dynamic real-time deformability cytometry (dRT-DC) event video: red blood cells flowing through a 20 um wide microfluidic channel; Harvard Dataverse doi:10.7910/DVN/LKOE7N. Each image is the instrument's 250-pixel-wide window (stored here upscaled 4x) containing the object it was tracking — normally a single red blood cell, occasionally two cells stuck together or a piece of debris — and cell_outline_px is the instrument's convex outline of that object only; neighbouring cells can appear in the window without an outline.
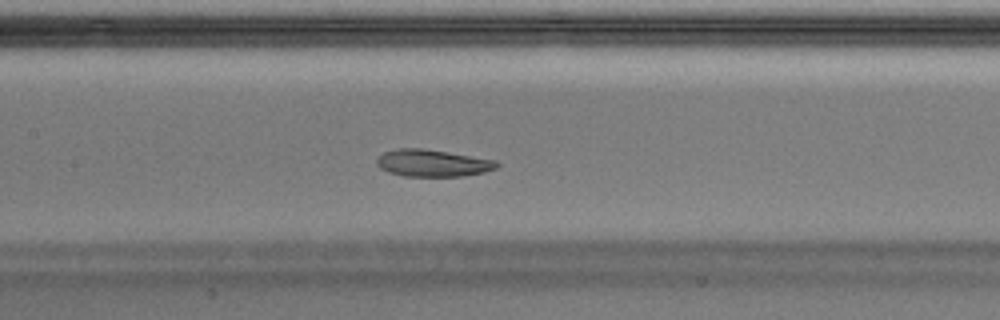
{"species": "Egyptian fruit bat (a non-hibernating species)", "species_latin": "Rousettus aegyptiacus", "temperature_condition": "warm", "stored_images_in_passage": 47, "camera_frame_rate_fps": 3000, "um_per_image_px": 0.085, "animal": {"sex": "male"}, "frame": {"image": 1, "passage_image": 21, "time_ms": 6.667, "image_size_px": [1000, 320], "cell_outline_px": [[500, 164], [496, 168], [484, 172], [464, 176], [404, 176], [388, 172], [380, 168], [376, 164], [376, 160], [384, 152], [396, 148], [424, 148], [496, 160]], "centroid_in_image_um": [36.76, 13.86], "position_along_channel_um": 170.6, "area_um2": 18.96}}
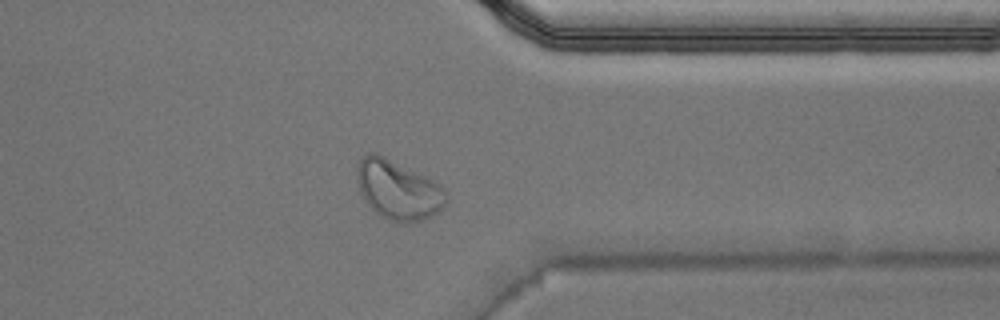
{"frame": {"image": 2, "passage_image": 37, "time_ms": 12.0, "image_size_px": [1000, 320], "cell_outline_px": [[448, 204], [444, 208], [420, 220], [400, 224], [376, 212], [368, 204], [360, 192], [356, 168], [360, 160], [368, 152], [376, 152], [440, 184], [444, 188], [448, 196]], "centroid_in_image_um": [33.86, 16.13], "position_along_channel_um": 377.5, "area_um2": 30.46}}
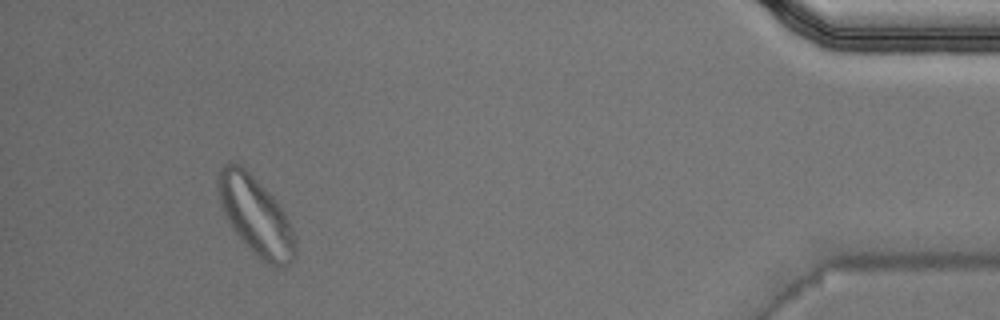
{"frame": {"image": 3, "passage_image": 44, "time_ms": 14.333, "image_size_px": [1000, 320], "cell_outline_px": [[296, 256], [284, 268], [276, 268], [268, 264], [256, 256], [244, 244], [232, 228], [224, 212], [220, 200], [216, 184], [216, 176], [220, 168], [228, 160], [240, 164], [276, 200], [284, 212], [292, 228], [296, 240]], "centroid_in_image_um": [21.73, 18.36], "position_along_channel_um": 413.5, "area_um2": 35.26}, "authors_computed_cell_mechanics": {"area_um2": 20.23, "velocity_mm_per_s": 3.9758, "shape_relaxation_time_tau1_ms": 4.7332, "shape_relaxation_time_tau2_ms": 1.7933, "deformation_change_tau1": 0.1617, "deformation_change_tau2": 0.0855}}